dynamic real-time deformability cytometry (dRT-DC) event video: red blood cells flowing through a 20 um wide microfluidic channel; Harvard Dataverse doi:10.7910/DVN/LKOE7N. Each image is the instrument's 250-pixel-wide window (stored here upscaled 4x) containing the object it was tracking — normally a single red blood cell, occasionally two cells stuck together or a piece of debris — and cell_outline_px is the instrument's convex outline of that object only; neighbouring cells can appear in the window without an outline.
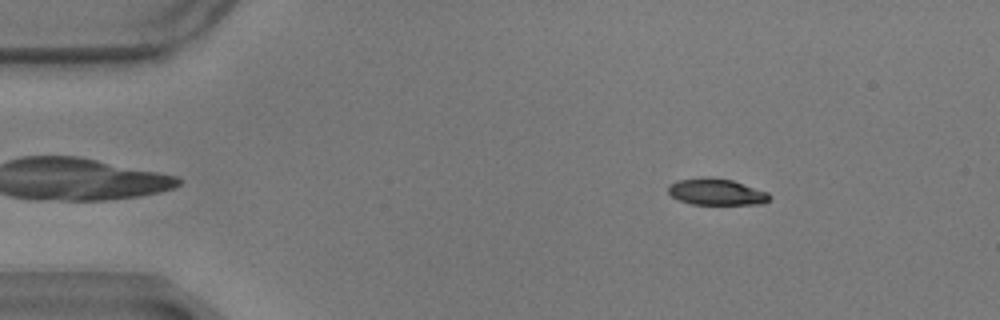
{"species": "common noctule bat (a hibernating species)", "species_latin": "Nyctalus noctula", "temperature_condition": "warm", "stored_images_in_passage": 17, "camera_frame_rate_fps": 3000, "um_per_image_px": 0.085, "animal": {"sex": "male", "body_mass_g": 17.9}, "frame": {"image": 1, "passage_image": 8, "time_ms": 2.333, "image_size_px": [1000, 320], "cell_outline_px": [[772, 196], [764, 204], [692, 204], [680, 200], [672, 196], [668, 192], [668, 184], [676, 180], [708, 176], [732, 180], [768, 192]], "centroid_in_image_um": [60.89, 16.3], "position_along_channel_um": 24.1, "area_um2": 15.72}}